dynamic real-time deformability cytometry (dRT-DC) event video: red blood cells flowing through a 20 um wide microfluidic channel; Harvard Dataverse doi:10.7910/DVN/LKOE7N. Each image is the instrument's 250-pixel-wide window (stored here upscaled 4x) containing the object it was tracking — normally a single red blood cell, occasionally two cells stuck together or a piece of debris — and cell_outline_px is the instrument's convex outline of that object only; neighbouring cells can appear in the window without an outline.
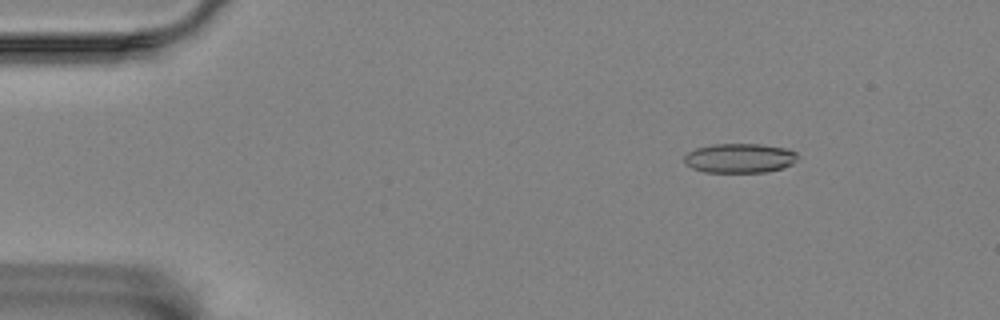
{"species": "Egyptian fruit bat (a non-hibernating species)", "species_latin": "Rousettus aegyptiacus", "temperature_condition": "room temperature", "stored_images_in_passage": 57, "camera_frame_rate_fps": 3000, "um_per_image_px": 0.085, "animal": {"sex": "female"}, "frame": {"image": 1, "passage_image": 8, "time_ms": 2.333, "image_size_px": [1000, 320], "cell_outline_px": [[800, 156], [792, 164], [784, 168], [764, 172], [704, 172], [692, 168], [684, 164], [684, 156], [688, 152], [696, 148], [712, 144], [760, 144], [784, 148], [796, 152]], "centroid_in_image_um": [62.86, 13.44], "position_along_channel_um": 22.1, "area_um2": 19.59}}
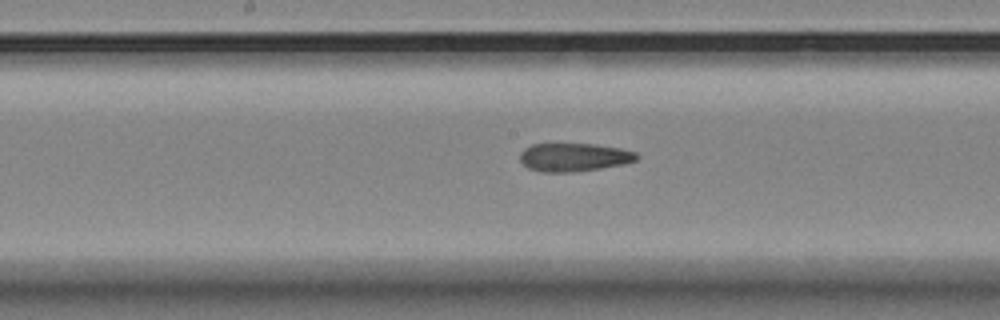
{"frame": {"image": 2, "passage_image": 30, "time_ms": 9.667, "image_size_px": [1000, 320], "cell_outline_px": [[640, 156], [636, 160], [624, 164], [600, 168], [568, 172], [544, 172], [528, 168], [520, 160], [520, 152], [524, 148], [532, 144], [596, 144], [620, 148], [636, 152]], "centroid_in_image_um": [48.79, 13.35], "position_along_channel_um": 199.4, "area_um2": 19.19}}
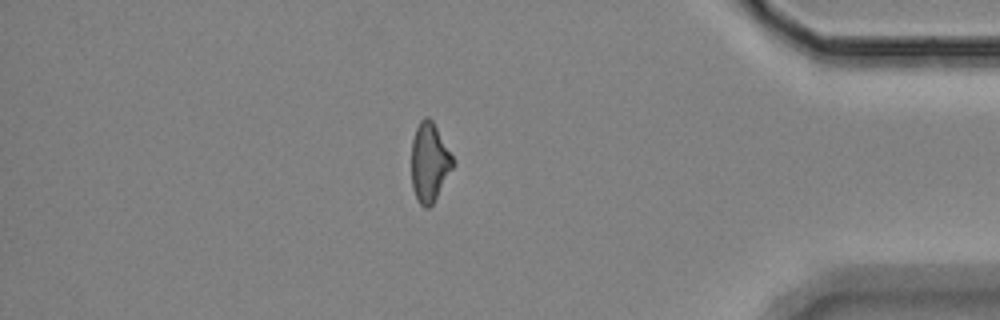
{"frame": {"image": 3, "passage_image": 50, "time_ms": 16.333, "image_size_px": [1000, 320], "cell_outline_px": [[452, 168], [432, 204], [428, 208], [424, 208], [420, 204], [412, 188], [412, 140], [416, 128], [420, 120], [424, 116], [428, 116], [432, 120], [452, 156]], "centroid_in_image_um": [36.47, 13.78], "position_along_channel_um": 398.7, "area_um2": 18.55}}